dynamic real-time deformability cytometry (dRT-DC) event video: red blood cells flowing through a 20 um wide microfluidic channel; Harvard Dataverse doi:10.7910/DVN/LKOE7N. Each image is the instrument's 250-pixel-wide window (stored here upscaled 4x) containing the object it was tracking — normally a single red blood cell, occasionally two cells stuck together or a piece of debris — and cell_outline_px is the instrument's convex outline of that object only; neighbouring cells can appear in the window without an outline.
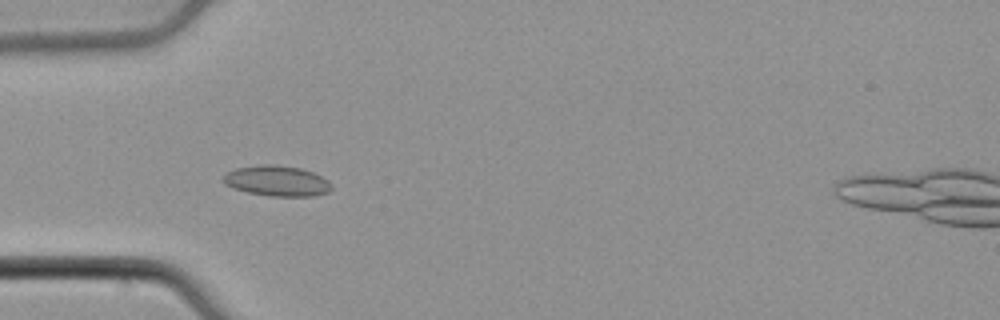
{"species": "common noctule bat (a hibernating species)", "species_latin": "Nyctalus noctula", "temperature_condition": "cold", "stored_images_in_passage": 53, "camera_frame_rate_fps": 3000, "um_per_image_px": 0.085, "animal": {"sex": "male", "body_mass_g": 21.5, "forearm_length_mm": 52.0}, "frame": {"image": 1, "passage_image": 16, "time_ms": 5.0, "image_size_px": [1000, 320], "cell_outline_px": [[332, 188], [328, 192], [316, 196], [272, 196], [248, 192], [232, 188], [224, 184], [220, 180], [228, 172], [236, 168], [260, 164], [276, 164], [300, 168], [312, 172], [328, 180], [332, 184]], "centroid_in_image_um": [23.53, 15.37], "position_along_channel_um": 61.5, "area_um2": 19.36}}
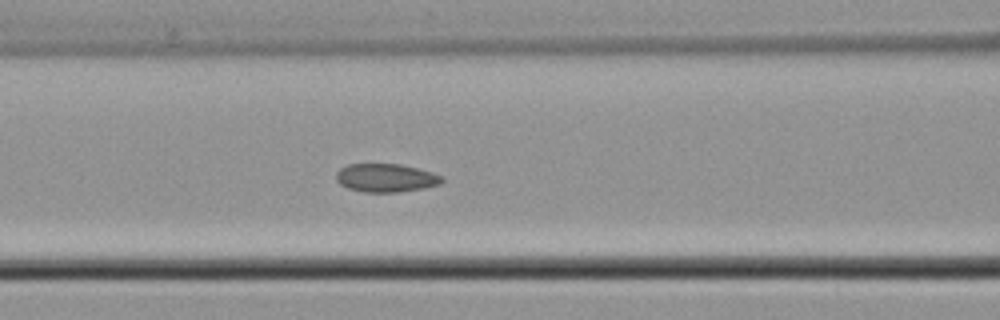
{"frame": {"image": 2, "passage_image": 22, "time_ms": 7.0, "image_size_px": [1000, 320], "cell_outline_px": [[444, 180], [440, 184], [424, 188], [400, 192], [364, 192], [348, 188], [340, 184], [336, 180], [336, 172], [340, 168], [348, 164], [400, 164], [432, 172], [444, 176]], "centroid_in_image_um": [32.81, 15.12], "position_along_channel_um": 133.8, "area_um2": 17.57}}
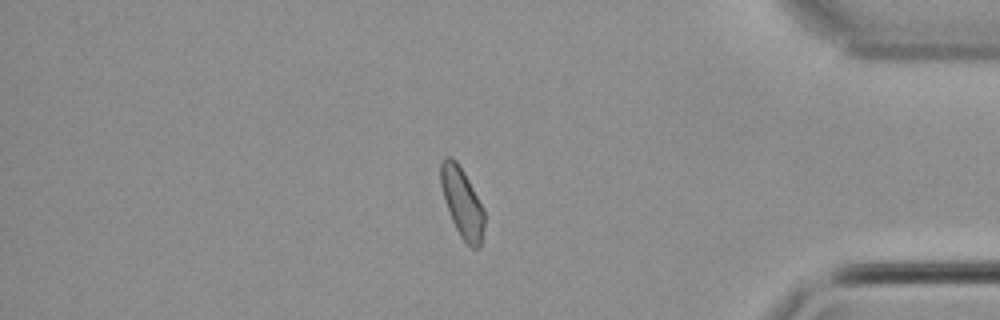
{"frame": {"image": 3, "passage_image": 45, "time_ms": 14.667, "image_size_px": [1000, 320], "cell_outline_px": [[484, 228], [480, 248], [472, 248], [460, 236], [452, 220], [444, 200], [440, 184], [440, 160], [444, 156], [452, 156], [456, 160], [464, 172], [484, 208]], "centroid_in_image_um": [39.27, 17.18], "position_along_channel_um": 395.9, "area_um2": 17.86}}